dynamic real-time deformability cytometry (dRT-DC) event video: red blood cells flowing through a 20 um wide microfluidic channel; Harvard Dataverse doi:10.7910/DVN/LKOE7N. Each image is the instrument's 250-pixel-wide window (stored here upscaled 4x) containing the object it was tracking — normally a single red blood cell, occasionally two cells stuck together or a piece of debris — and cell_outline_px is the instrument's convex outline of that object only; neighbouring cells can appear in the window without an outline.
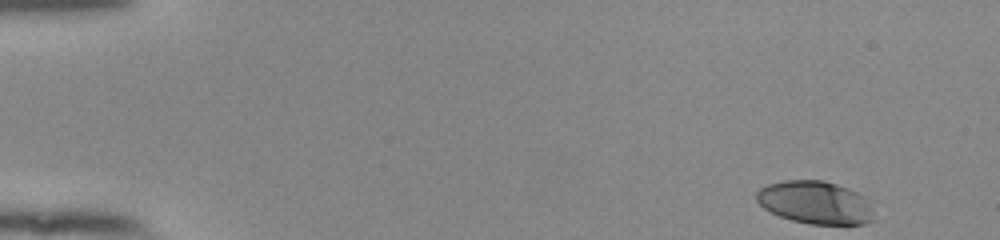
{"species": "human", "species_latin": "Homo sapiens", "temperature_condition": "room temperature", "stored_images_in_passage": 51, "camera_frame_rate_fps": 3000, "um_per_image_px": 0.085, "donor": {"sex": "female"}, "frame": {"image": 1, "passage_image": 1, "time_ms": 0.0, "image_size_px": [1000, 240], "cell_outline_px": [[872, 220], [864, 224], [808, 224], [792, 220], [780, 216], [764, 208], [756, 200], [756, 192], [760, 188], [768, 184], [784, 180], [824, 180], [848, 188], [864, 196], [868, 204]], "centroid_in_image_um": [69.24, 17.2], "position_along_channel_um": 15.8, "area_um2": 29.02}}
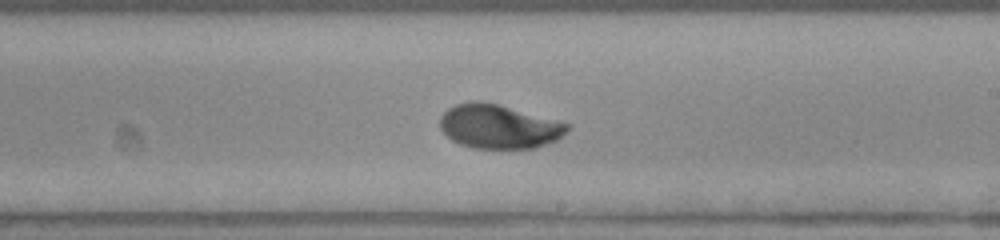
{"frame": {"image": 2, "passage_image": 30, "time_ms": 9.667, "image_size_px": [1000, 240], "cell_outline_px": [[572, 124], [568, 132], [556, 140], [536, 148], [472, 148], [460, 144], [452, 140], [440, 128], [440, 116], [448, 108], [456, 104], [472, 100], [480, 100], [496, 104]], "centroid_in_image_um": [42.41, 10.75], "position_along_channel_um": 246.6, "area_um2": 32.66}}
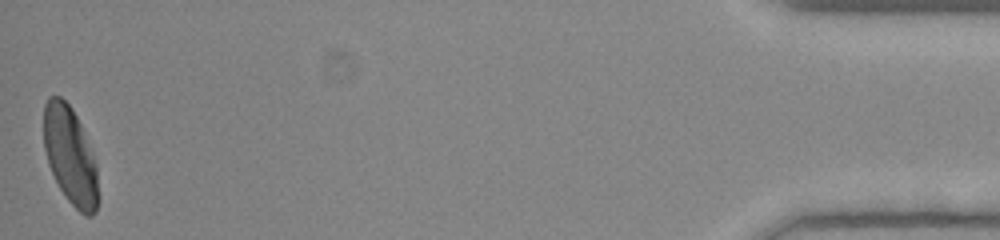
{"frame": {"image": 3, "passage_image": 51, "time_ms": 16.667, "image_size_px": [1000, 240], "cell_outline_px": [[100, 200], [96, 212], [92, 216], [84, 216], [68, 200], [60, 188], [48, 164], [44, 148], [44, 104], [48, 96], [60, 96], [72, 108], [80, 124], [92, 152], [96, 164], [100, 196]], "centroid_in_image_um": [5.99, 13.28], "position_along_channel_um": 429.2, "area_um2": 31.15}, "authors_computed_cell_mechanics": {"area_um2": 31.9634, "velocity_mm_per_s": 3.8362, "shape_relaxation_time_tau1_ms": 4.0467, "shape_relaxation_time_tau2_ms": 0.7704, "deformation_change_tau1": 0.1754, "deformation_change_tau2": 0.0371}}